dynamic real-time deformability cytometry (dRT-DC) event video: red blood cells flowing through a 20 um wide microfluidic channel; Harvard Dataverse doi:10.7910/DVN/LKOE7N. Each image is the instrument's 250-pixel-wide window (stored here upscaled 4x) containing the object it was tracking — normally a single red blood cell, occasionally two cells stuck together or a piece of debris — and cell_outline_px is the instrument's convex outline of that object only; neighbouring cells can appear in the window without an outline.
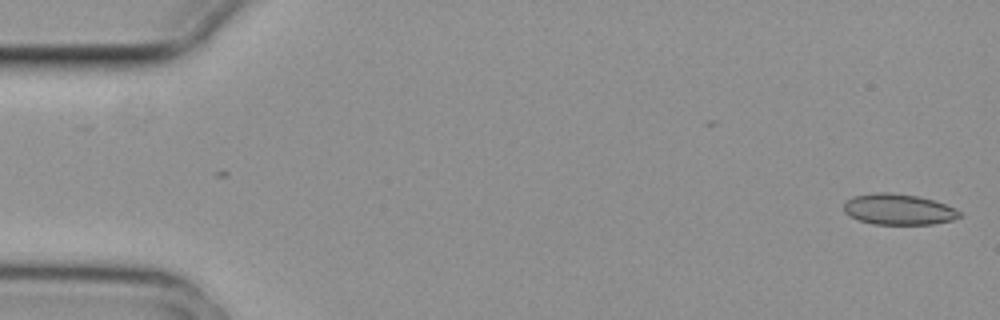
{"species": "common noctule bat (a hibernating species)", "species_latin": "Nyctalus noctula", "temperature_condition": "cold", "stored_images_in_passage": 8, "camera_frame_rate_fps": 3000, "um_per_image_px": 0.085, "animal": {"sex": "female", "body_mass_g": 29.2, "forearm_length_mm": 56.3}, "frame": {"image": 1, "passage_image": 1, "time_ms": 0.0, "image_size_px": [1000, 320], "cell_outline_px": [[960, 216], [952, 220], [932, 224], [872, 224], [860, 220], [844, 212], [844, 204], [852, 196], [876, 192], [888, 192], [916, 196], [932, 200], [944, 204], [960, 212]], "centroid_in_image_um": [76.34, 17.79], "position_along_channel_um": 8.7, "area_um2": 20.46}}
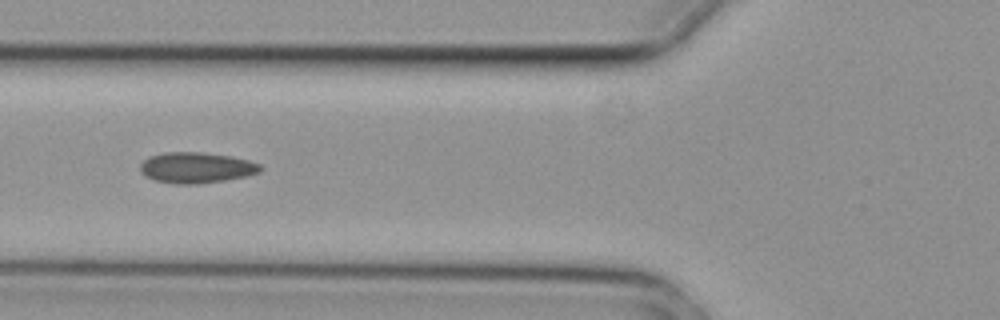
{"frame": {"image": 2, "passage_image": 6, "time_ms": 1.667, "image_size_px": [1000, 320], "cell_outline_px": [[264, 168], [260, 172], [248, 176], [224, 180], [196, 184], [176, 184], [152, 180], [144, 176], [140, 172], [140, 164], [148, 156], [164, 152], [200, 152], [232, 156], [248, 160], [260, 164]], "centroid_in_image_um": [16.67, 14.25], "position_along_channel_um": 109.1, "area_um2": 21.85}}
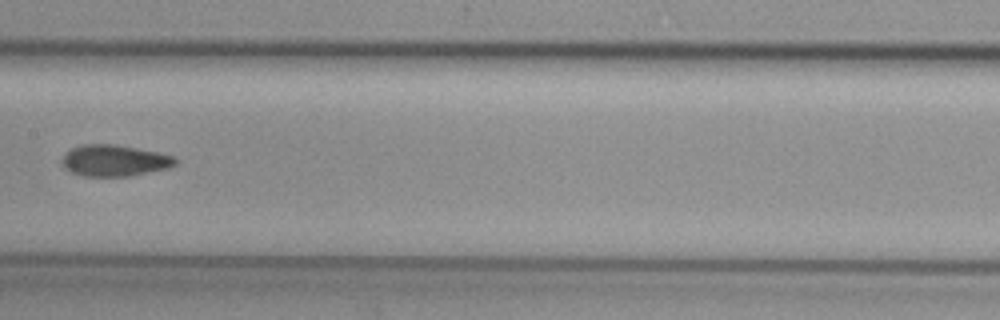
{"frame": {"image": 3, "passage_image": 8, "time_ms": 2.333, "image_size_px": [1000, 320], "cell_outline_px": [[180, 160], [176, 164], [168, 168], [128, 176], [84, 176], [72, 172], [60, 164], [60, 160], [64, 152], [80, 144], [112, 144], [136, 148], [156, 152], [172, 156]], "centroid_in_image_um": [9.68, 13.64], "position_along_channel_um": 197.7, "area_um2": 20.75}}